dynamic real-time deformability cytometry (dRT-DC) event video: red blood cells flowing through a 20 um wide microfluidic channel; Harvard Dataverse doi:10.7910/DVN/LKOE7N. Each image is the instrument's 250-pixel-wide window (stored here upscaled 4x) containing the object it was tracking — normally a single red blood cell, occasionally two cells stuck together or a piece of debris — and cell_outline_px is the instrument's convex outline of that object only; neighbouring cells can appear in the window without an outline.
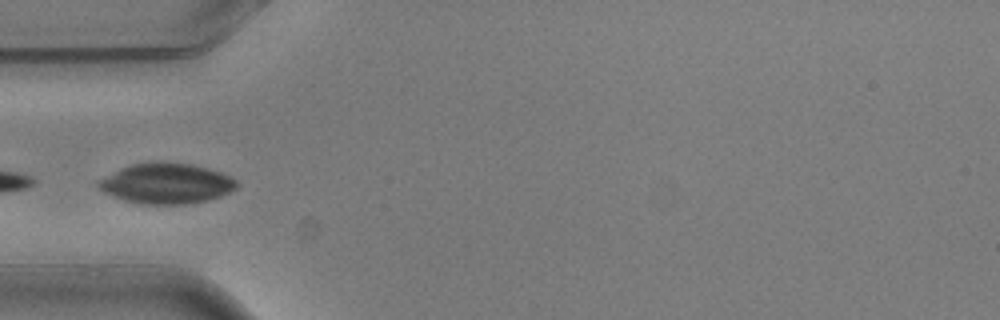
{"species": "common noctule bat (a hibernating species)", "species_latin": "Nyctalus noctula", "temperature_condition": "warm", "stored_images_in_passage": 6, "camera_frame_rate_fps": 3000, "um_per_image_px": 0.085, "animal": {"sex": "male", "body_mass_g": 20.5, "forearm_length_mm": 52.5}, "frame": {"image": 1, "passage_image": 4, "time_ms": 1.0, "image_size_px": [1000, 320], "cell_outline_px": [[240, 184], [236, 188], [220, 196], [208, 200], [188, 204], [140, 204], [124, 200], [112, 196], [104, 192], [96, 184], [96, 180], [120, 168], [132, 164], [156, 160], [160, 160], [192, 164], [208, 168], [220, 172], [236, 180]], "centroid_in_image_um": [14.11, 15.57], "position_along_channel_um": 70.9, "area_um2": 33.0}}
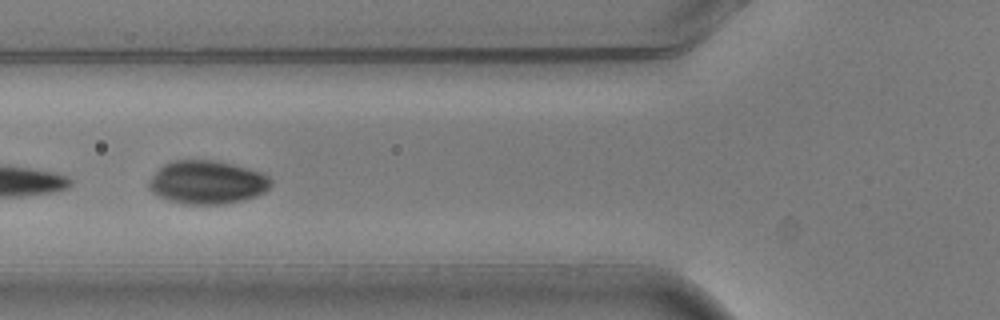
{"frame": {"image": 2, "passage_image": 5, "time_ms": 1.333, "image_size_px": [1000, 320], "cell_outline_px": [[272, 184], [264, 192], [256, 196], [240, 200], [220, 204], [184, 204], [168, 200], [152, 192], [148, 188], [148, 180], [164, 164], [172, 160], [212, 160], [232, 164], [248, 168], [260, 172], [268, 176], [272, 180]], "centroid_in_image_um": [17.59, 15.49], "position_along_channel_um": 108.2, "area_um2": 30.69}}
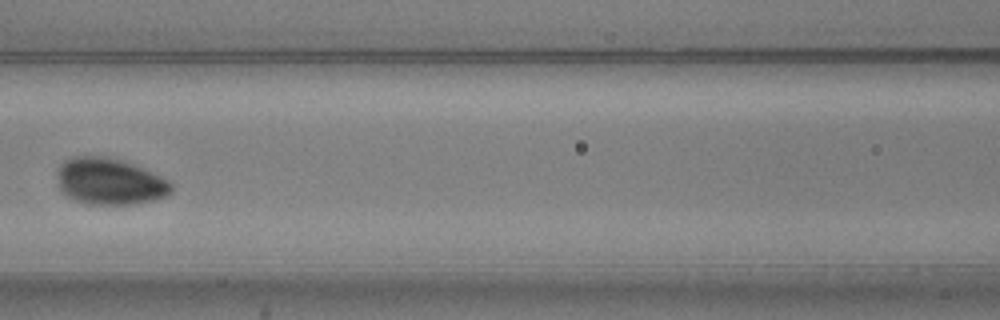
{"frame": {"image": 3, "passage_image": 6, "time_ms": 1.667, "image_size_px": [1000, 320], "cell_outline_px": [[172, 192], [164, 196], [152, 200], [132, 204], [88, 204], [76, 200], [68, 196], [60, 188], [56, 172], [60, 164], [64, 160], [72, 156], [104, 156], [120, 160], [132, 164], [160, 176], [168, 180], [172, 184]], "centroid_in_image_um": [9.29, 15.41], "position_along_channel_um": 157.3, "area_um2": 30.69}}